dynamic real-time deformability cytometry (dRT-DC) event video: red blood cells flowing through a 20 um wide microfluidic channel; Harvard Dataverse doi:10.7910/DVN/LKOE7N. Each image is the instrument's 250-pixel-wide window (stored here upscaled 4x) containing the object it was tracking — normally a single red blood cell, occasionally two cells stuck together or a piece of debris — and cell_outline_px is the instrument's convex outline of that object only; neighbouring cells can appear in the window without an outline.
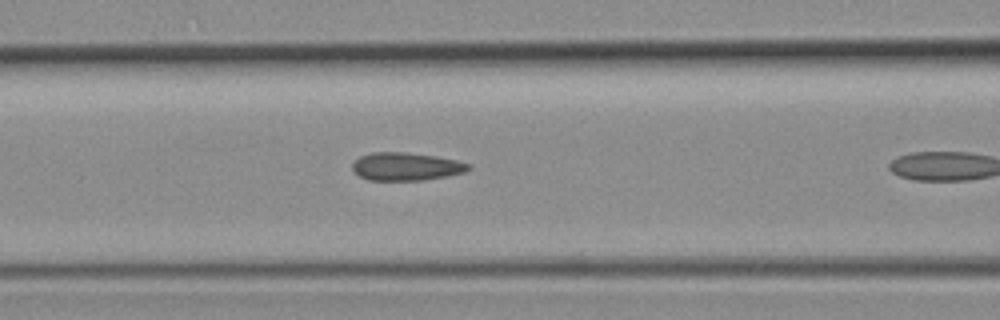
{"species": "common noctule bat (a hibernating species)", "species_latin": "Nyctalus noctula", "temperature_condition": "room temperature", "stored_images_in_passage": 9, "camera_frame_rate_fps": 3000, "um_per_image_px": 0.085, "animal": {"sex": "female", "body_mass_g": 19.3, "forearm_length_mm": 54.1}, "frame": {"image": 1, "passage_image": 8, "time_ms": 2.333, "image_size_px": [1000, 320], "cell_outline_px": [[472, 168], [464, 172], [448, 176], [424, 180], [368, 180], [360, 176], [352, 168], [352, 164], [360, 156], [372, 152], [404, 152], [436, 156], [456, 160], [472, 164]], "centroid_in_image_um": [34.55, 14.15], "position_along_channel_um": 132.0, "area_um2": 18.96}}